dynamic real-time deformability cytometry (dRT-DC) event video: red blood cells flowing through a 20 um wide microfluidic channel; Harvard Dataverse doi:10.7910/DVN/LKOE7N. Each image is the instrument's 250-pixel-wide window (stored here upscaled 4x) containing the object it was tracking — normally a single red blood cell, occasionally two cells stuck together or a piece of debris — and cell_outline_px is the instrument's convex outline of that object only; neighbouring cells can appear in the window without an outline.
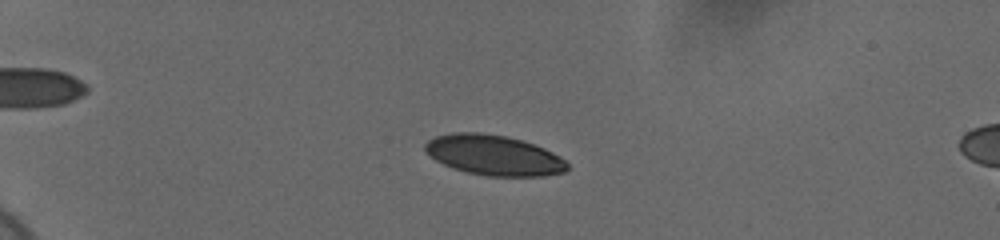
{"species": "human", "species_latin": "Homo sapiens", "temperature_condition": "cold", "stored_images_in_passage": 58, "camera_frame_rate_fps": 3000, "um_per_image_px": 0.085, "donor": {"sex": "female"}, "frame": {"image": 1, "passage_image": 16, "time_ms": 5.0, "image_size_px": [1000, 240], "cell_outline_px": [[568, 168], [564, 172], [544, 176], [488, 176], [468, 172], [452, 168], [436, 160], [424, 148], [424, 144], [428, 140], [436, 136], [452, 132], [480, 132], [508, 136], [524, 140], [544, 148], [560, 156], [568, 164]], "centroid_in_image_um": [41.99, 13.18], "position_along_channel_um": 43.0, "area_um2": 33.41}}
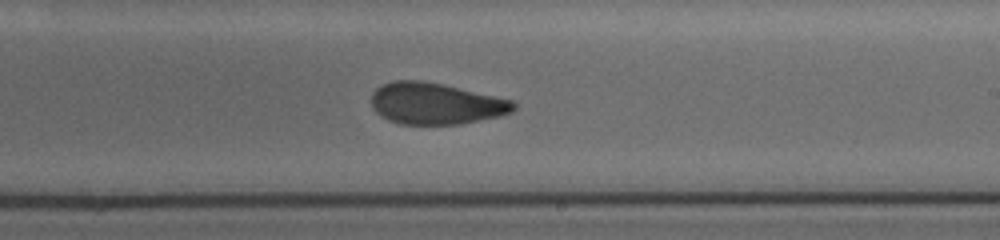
{"frame": {"image": 2, "passage_image": 38, "time_ms": 12.333, "image_size_px": [1000, 240], "cell_outline_px": [[516, 108], [512, 112], [500, 116], [460, 124], [400, 124], [388, 120], [376, 112], [372, 108], [372, 92], [380, 84], [392, 80], [424, 80], [444, 84], [512, 100], [516, 104]], "centroid_in_image_um": [37.01, 8.79], "position_along_channel_um": 252.0, "area_um2": 34.62}}
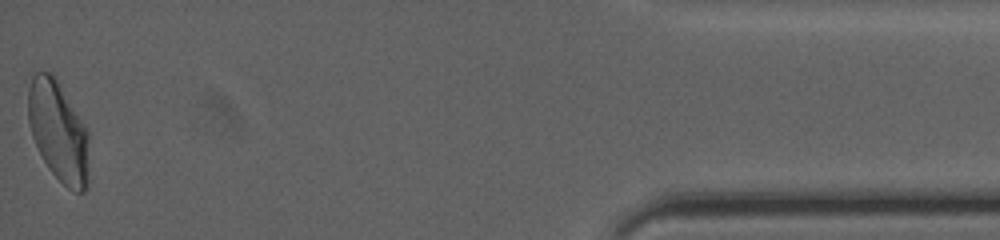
{"frame": {"image": 3, "passage_image": 58, "time_ms": 19.0, "image_size_px": [1000, 240], "cell_outline_px": [[88, 188], [84, 192], [76, 192], [68, 188], [48, 168], [32, 136], [28, 120], [28, 72], [52, 72], [88, 132]], "centroid_in_image_um": [4.93, 11.14], "position_along_channel_um": 430.3, "area_um2": 35.55}, "authors_computed_cell_mechanics": {"area_um2": 34.3332, "velocity_mm_per_s": 3.6947, "shape_relaxation_time_tau1_ms": 4.9853, "shape_relaxation_time_tau2_ms": 2.2091, "deformation_change_tau1": 0.1574, "deformation_change_tau2": 0.0715}}